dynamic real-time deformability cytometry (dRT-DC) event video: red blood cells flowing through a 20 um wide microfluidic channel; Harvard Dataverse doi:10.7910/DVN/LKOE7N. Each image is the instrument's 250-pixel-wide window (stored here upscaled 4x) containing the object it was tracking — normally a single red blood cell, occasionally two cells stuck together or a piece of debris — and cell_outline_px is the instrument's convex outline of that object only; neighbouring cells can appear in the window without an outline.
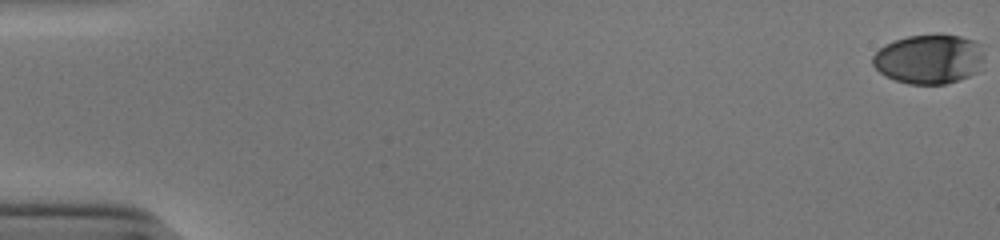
{"species": "human", "species_latin": "Homo sapiens", "temperature_condition": "cold", "stored_images_in_passage": 47, "camera_frame_rate_fps": 3000, "um_per_image_px": 0.085, "donor": {"sex": "male"}, "frame": {"image": 1, "passage_image": 1, "time_ms": 0.0, "image_size_px": [1000, 240], "cell_outline_px": [[980, 60], [976, 72], [968, 76], [944, 84], [908, 84], [884, 76], [872, 64], [872, 56], [884, 44], [908, 36], [936, 32], [940, 32], [960, 36], [976, 40], [980, 44]], "centroid_in_image_um": [78.91, 4.98], "position_along_channel_um": 6.1, "area_um2": 32.25}}
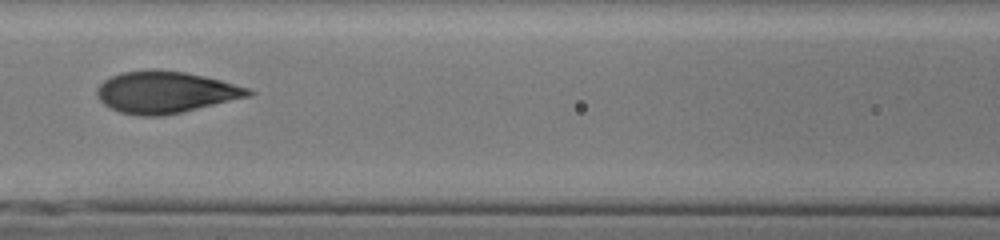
{"frame": {"image": 2, "passage_image": 26, "time_ms": 8.333, "image_size_px": [1000, 240], "cell_outline_px": [[256, 92], [252, 96], [184, 112], [164, 116], [140, 116], [120, 112], [104, 104], [100, 100], [96, 92], [96, 88], [104, 80], [120, 72], [152, 68], [184, 72], [204, 76], [220, 80], [248, 88]], "centroid_in_image_um": [14.08, 7.83], "position_along_channel_um": 152.5, "area_um2": 37.17}}
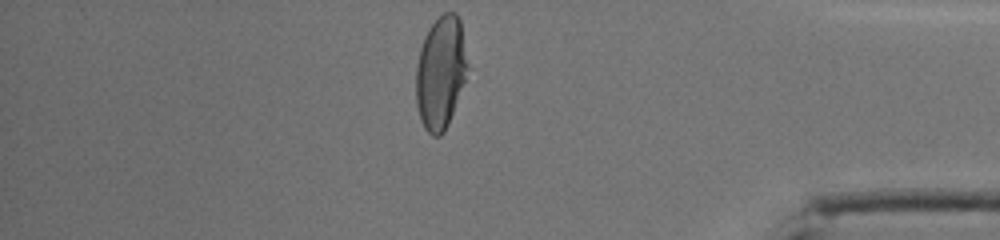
{"frame": {"image": 3, "passage_image": 47, "time_ms": 15.333, "image_size_px": [1000, 240], "cell_outline_px": [[468, 68], [464, 80], [448, 124], [444, 132], [440, 136], [432, 136], [424, 128], [420, 120], [416, 104], [416, 64], [420, 48], [424, 36], [428, 28], [444, 12], [456, 12], [460, 20], [468, 64]], "centroid_in_image_um": [37.43, 6.16], "position_along_channel_um": 397.8, "area_um2": 33.81}, "authors_computed_cell_mechanics": {"area_um2": 36.0672, "velocity_mm_per_s": 3.9148, "shape_relaxation_time_tau1_ms": 3.9911, "shape_relaxation_time_tau2_ms": null, "deformation_change_tau1": 0.1943, "deformation_change_tau2": null}}